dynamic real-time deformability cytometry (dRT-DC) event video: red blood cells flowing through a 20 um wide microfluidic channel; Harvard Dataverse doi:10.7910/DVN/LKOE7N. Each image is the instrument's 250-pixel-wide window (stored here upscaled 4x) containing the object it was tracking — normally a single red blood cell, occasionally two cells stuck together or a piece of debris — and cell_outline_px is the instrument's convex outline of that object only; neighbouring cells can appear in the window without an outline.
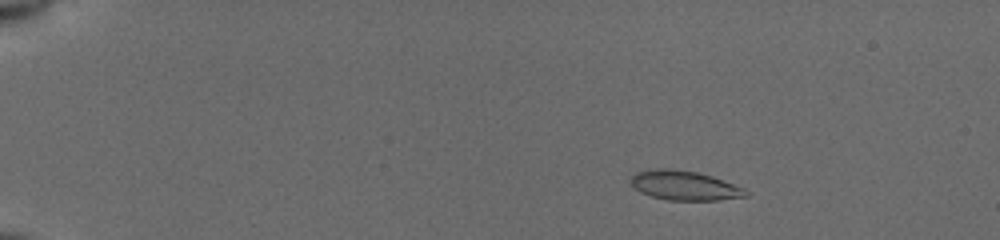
{"species": "common noctule bat (a hibernating species)", "species_latin": "Nyctalus noctula", "temperature_condition": "cold", "stored_images_in_passage": 47, "segment_of_instrument_passage": [1, 2], "camera_frame_rate_fps": 3000, "um_per_image_px": 0.085, "animal": {"sex": "female", "body_mass_g": 19.5, "forearm_length_mm": 54.1}, "frame": {"image": 1, "passage_image": 1, "time_ms": 0.0, "image_size_px": [1000, 240], "cell_outline_px": [[752, 192], [748, 196], [720, 200], [668, 200], [652, 196], [640, 192], [628, 180], [636, 172], [656, 168], [672, 168], [696, 172], [712, 176], [744, 188]], "centroid_in_image_um": [58.21, 15.76], "position_along_channel_um": 26.8, "area_um2": 19.83}}
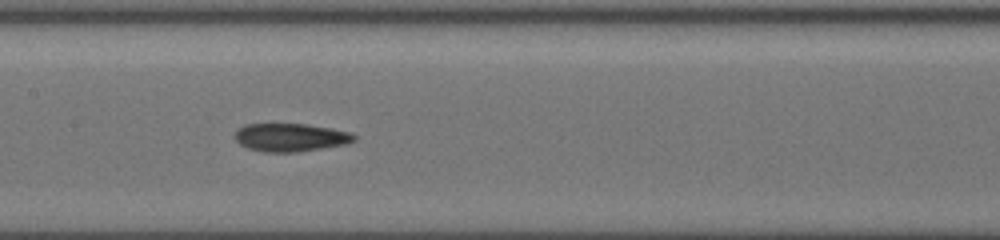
{"frame": {"image": 2, "passage_image": 21, "time_ms": 6.667, "image_size_px": [1000, 240], "cell_outline_px": [[356, 140], [348, 144], [324, 148], [296, 152], [264, 152], [248, 148], [240, 144], [236, 140], [236, 132], [244, 124], [308, 124], [332, 128], [352, 132], [356, 136]], "centroid_in_image_um": [24.76, 11.68], "position_along_channel_um": 182.6, "area_um2": 19.65}}
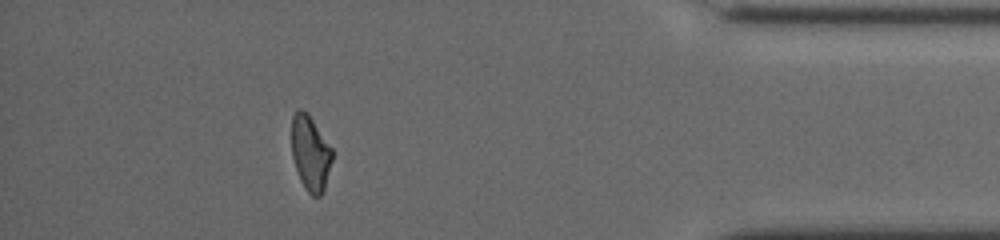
{"frame": {"image": 3, "passage_image": 41, "time_ms": 13.333, "image_size_px": [1000, 240], "cell_outline_px": [[332, 160], [324, 192], [320, 196], [312, 196], [304, 188], [300, 180], [292, 156], [292, 116], [300, 108], [308, 112], [332, 148]], "centroid_in_image_um": [26.39, 13.02], "position_along_channel_um": 408.8, "area_um2": 17.86}}